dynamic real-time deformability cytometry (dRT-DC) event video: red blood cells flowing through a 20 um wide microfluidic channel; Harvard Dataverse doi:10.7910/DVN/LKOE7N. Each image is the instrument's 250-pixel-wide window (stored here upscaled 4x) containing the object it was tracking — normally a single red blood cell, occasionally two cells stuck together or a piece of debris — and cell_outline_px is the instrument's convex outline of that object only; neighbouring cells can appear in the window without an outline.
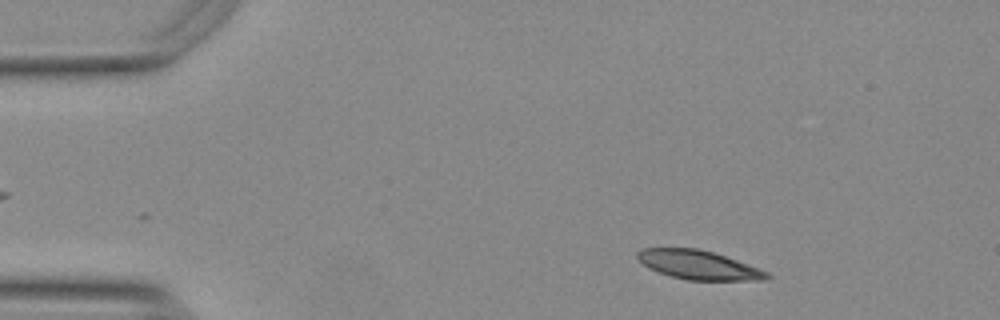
{"species": "Egyptian fruit bat (a non-hibernating species)", "species_latin": "Rousettus aegyptiacus", "temperature_condition": "warm", "stored_images_in_passage": 44, "camera_frame_rate_fps": 3000, "um_per_image_px": 0.085, "animal": {"sex": "female"}, "frame": {"image": 1, "passage_image": 5, "time_ms": 1.333, "image_size_px": [1000, 320], "cell_outline_px": [[772, 276], [764, 280], [688, 280], [672, 276], [648, 268], [636, 260], [636, 252], [640, 248], [696, 248], [712, 252], [736, 260], [768, 272]], "centroid_in_image_um": [59.31, 22.51], "position_along_channel_um": 25.7, "area_um2": 21.73}}
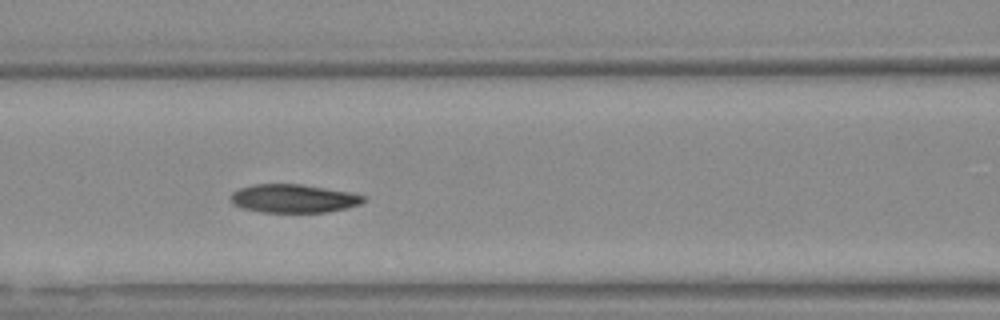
{"frame": {"image": 2, "passage_image": 20, "time_ms": 6.333, "image_size_px": [1000, 320], "cell_outline_px": [[368, 196], [360, 204], [328, 212], [260, 212], [240, 208], [232, 204], [228, 196], [232, 192], [240, 188], [252, 184], [300, 184], [352, 192]], "centroid_in_image_um": [24.91, 16.87], "position_along_channel_um": 141.7, "area_um2": 22.25}}
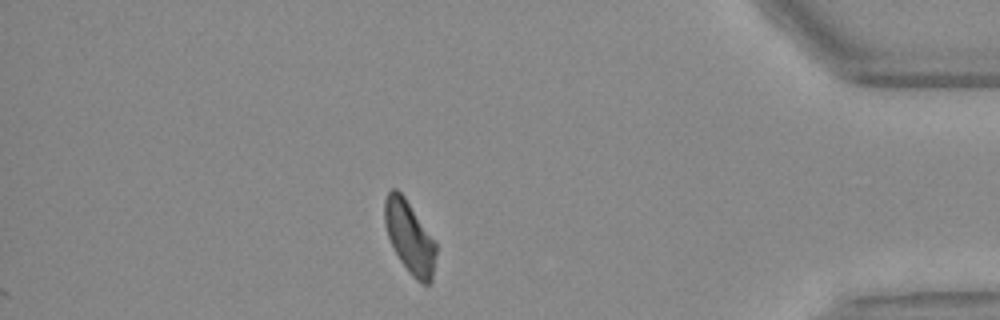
{"frame": {"image": 3, "passage_image": 44, "time_ms": 14.333, "image_size_px": [1000, 320], "cell_outline_px": [[436, 252], [432, 280], [428, 284], [420, 284], [408, 272], [400, 260], [388, 236], [384, 224], [384, 200], [388, 192], [392, 188], [396, 188], [404, 196], [436, 244]], "centroid_in_image_um": [34.8, 20.17], "position_along_channel_um": 400.4, "area_um2": 21.33}, "authors_computed_cell_mechanics": {"area_um2": 22.5709, "velocity_mm_per_s": 3.7304, "shape_relaxation_time_tau1_ms": 5.1691, "shape_relaxation_time_tau2_ms": 5.6224, "deformation_change_tau1": 0.1535, "deformation_change_tau2": 0.1109}}